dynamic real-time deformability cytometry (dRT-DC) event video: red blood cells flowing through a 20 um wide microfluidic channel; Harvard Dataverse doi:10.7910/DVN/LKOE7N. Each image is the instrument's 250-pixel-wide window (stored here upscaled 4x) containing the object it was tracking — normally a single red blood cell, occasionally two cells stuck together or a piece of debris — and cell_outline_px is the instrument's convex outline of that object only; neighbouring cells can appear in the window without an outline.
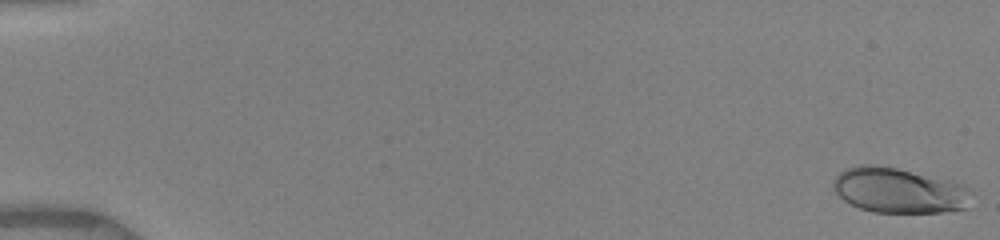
{"species": "human", "species_latin": "Homo sapiens", "temperature_condition": "warm", "stored_images_in_passage": 25, "camera_frame_rate_fps": 3000, "um_per_image_px": 0.085, "donor": {"sex": "female"}, "frame": {"image": 1, "passage_image": 1, "time_ms": 0.0, "image_size_px": [1000, 240], "cell_outline_px": [[972, 188], [968, 208], [940, 212], [872, 212], [860, 208], [844, 200], [832, 188], [832, 180], [844, 168], [860, 164], [876, 164], [896, 168], [952, 180], [964, 184]], "centroid_in_image_um": [76.42, 16.17], "position_along_channel_um": 8.6, "area_um2": 36.82}}
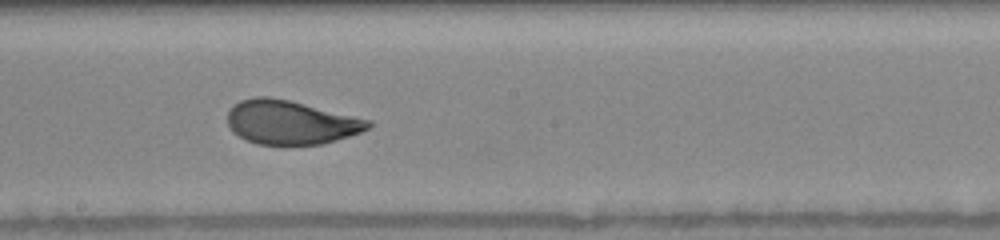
{"frame": {"image": 2, "passage_image": 22, "time_ms": 9.667, "image_size_px": [1000, 240], "cell_outline_px": [[372, 124], [368, 128], [360, 132], [348, 136], [320, 144], [256, 144], [232, 132], [228, 124], [228, 112], [240, 100], [256, 96], [268, 96], [288, 100], [372, 120]], "centroid_in_image_um": [24.7, 10.39], "position_along_channel_um": 223.5, "area_um2": 35.55}}
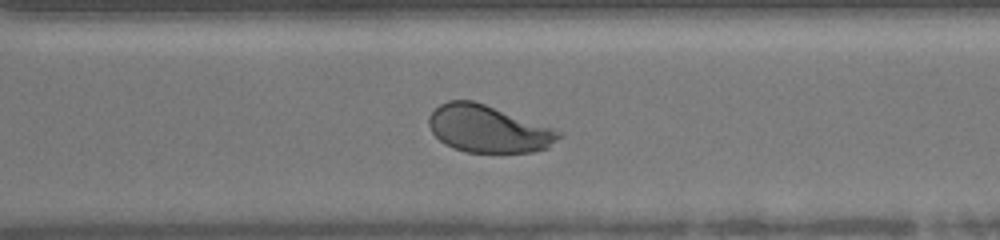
{"frame": {"image": 3, "passage_image": 25, "time_ms": 12.333, "image_size_px": [1000, 240], "cell_outline_px": [[564, 136], [548, 148], [532, 152], [464, 152], [452, 148], [444, 144], [432, 132], [428, 124], [428, 116], [440, 104], [448, 100], [472, 100], [484, 104], [564, 132]], "centroid_in_image_um": [41.5, 10.97], "position_along_channel_um": 329.1, "area_um2": 35.72}}